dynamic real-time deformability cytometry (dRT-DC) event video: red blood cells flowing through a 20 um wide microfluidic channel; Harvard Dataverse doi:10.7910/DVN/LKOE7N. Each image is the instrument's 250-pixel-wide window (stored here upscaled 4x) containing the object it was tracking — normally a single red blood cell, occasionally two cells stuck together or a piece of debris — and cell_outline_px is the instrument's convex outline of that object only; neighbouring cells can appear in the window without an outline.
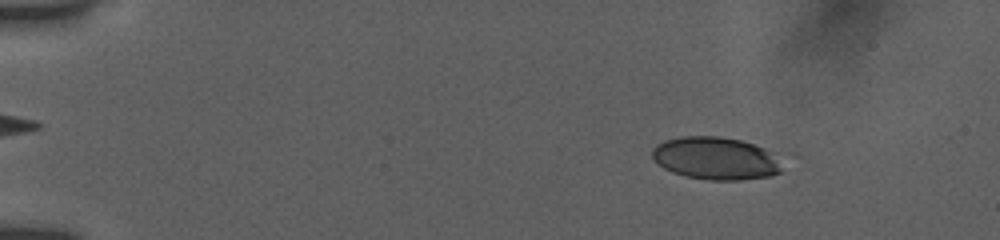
{"species": "human", "species_latin": "Homo sapiens", "temperature_condition": "room temperature", "stored_images_in_passage": 17, "camera_frame_rate_fps": 3000, "um_per_image_px": 0.085, "donor": {"sex": "female"}, "frame": {"image": 1, "passage_image": 5, "time_ms": 1.667, "image_size_px": [1000, 240], "cell_outline_px": [[800, 156], [780, 172], [772, 176], [740, 180], [708, 180], [684, 176], [672, 172], [664, 168], [652, 156], [652, 148], [656, 144], [664, 140], [680, 136], [720, 136], [740, 140], [796, 152]], "centroid_in_image_um": [61.27, 13.43], "position_along_channel_um": 23.7, "area_um2": 35.2}}
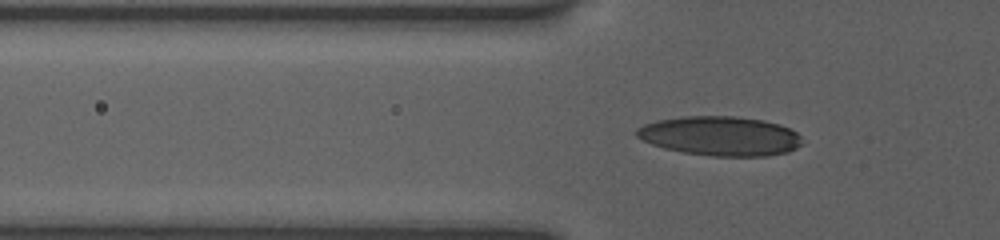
{"frame": {"image": 2, "passage_image": 14, "time_ms": 5.333, "image_size_px": [1000, 240], "cell_outline_px": [[800, 144], [796, 148], [788, 152], [768, 156], [712, 156], [684, 152], [664, 148], [652, 144], [636, 136], [636, 128], [644, 124], [656, 120], [684, 116], [736, 116], [764, 120], [780, 124], [796, 132], [800, 136]], "centroid_in_image_um": [61.21, 11.55], "position_along_channel_um": 64.6, "area_um2": 37.97}}
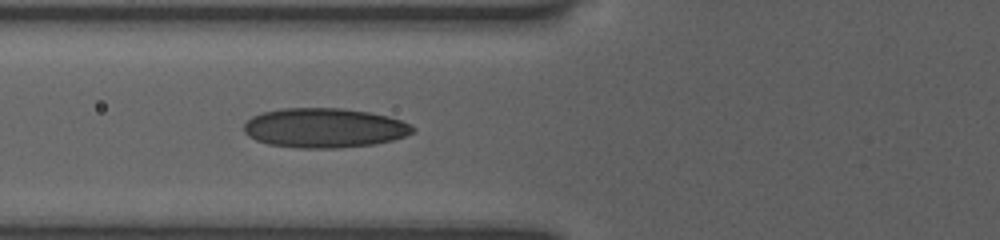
{"frame": {"image": 3, "passage_image": 17, "time_ms": 6.333, "image_size_px": [1000, 240], "cell_outline_px": [[416, 128], [412, 132], [404, 136], [392, 140], [376, 144], [340, 148], [300, 148], [268, 144], [256, 140], [248, 136], [244, 132], [244, 124], [252, 116], [264, 112], [280, 108], [340, 108], [368, 112], [388, 116], [412, 124]], "centroid_in_image_um": [27.57, 10.87], "position_along_channel_um": 98.2, "area_um2": 39.02}}